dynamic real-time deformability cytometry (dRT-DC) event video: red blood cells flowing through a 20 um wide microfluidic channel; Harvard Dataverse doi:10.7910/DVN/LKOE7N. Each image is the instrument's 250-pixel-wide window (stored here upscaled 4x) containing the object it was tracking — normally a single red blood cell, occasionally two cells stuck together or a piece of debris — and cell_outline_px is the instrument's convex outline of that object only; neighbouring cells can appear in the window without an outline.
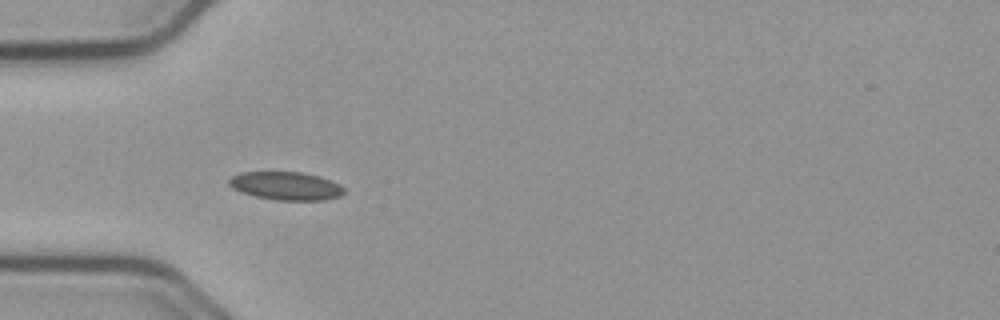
{"species": "common noctule bat (a hibernating species)", "species_latin": "Nyctalus noctula", "temperature_condition": "cold", "stored_images_in_passage": 39, "camera_frame_rate_fps": 3000, "um_per_image_px": 0.085, "animal": {"sex": "male", "body_mass_g": 23.1, "forearm_length_mm": 52.7}, "frame": {"image": 1, "passage_image": 1, "time_ms": 0.0, "image_size_px": [1000, 320], "cell_outline_px": [[344, 192], [340, 196], [324, 200], [276, 200], [256, 196], [240, 192], [232, 188], [228, 184], [228, 180], [232, 176], [240, 172], [300, 172], [320, 176], [340, 184], [344, 188]], "centroid_in_image_um": [24.3, 15.8], "position_along_channel_um": 60.7, "area_um2": 18.96}}
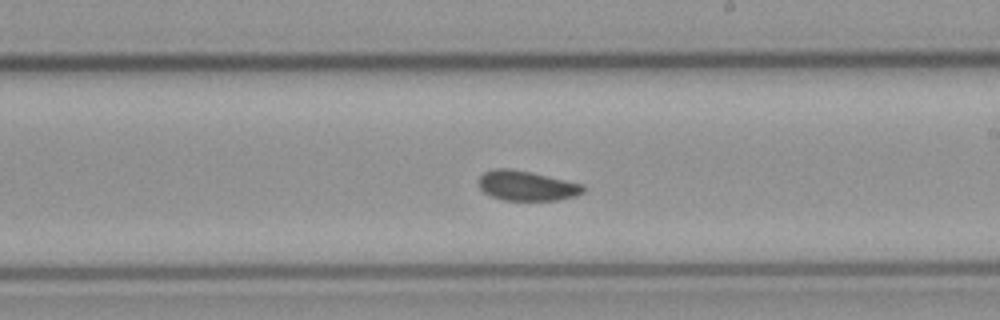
{"frame": {"image": 2, "passage_image": 16, "time_ms": 5.0, "image_size_px": [1000, 320], "cell_outline_px": [[584, 192], [576, 196], [556, 200], [504, 200], [492, 196], [484, 192], [480, 188], [480, 176], [484, 172], [496, 168], [512, 168], [532, 172], [584, 184]], "centroid_in_image_um": [44.8, 15.78], "position_along_channel_um": 244.2, "area_um2": 18.21}}
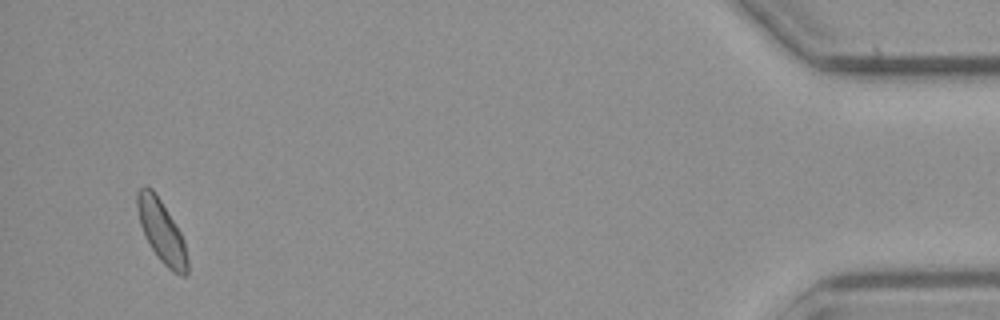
{"frame": {"image": 3, "passage_image": 37, "time_ms": 12.0, "image_size_px": [1000, 320], "cell_outline_px": [[188, 272], [184, 276], [180, 276], [172, 272], [160, 260], [152, 248], [140, 224], [136, 208], [136, 192], [144, 184], [152, 188], [160, 200], [180, 232], [184, 240], [188, 260]], "centroid_in_image_um": [13.73, 19.66], "position_along_channel_um": 421.5, "area_um2": 18.09}, "authors_computed_cell_mechanics": {"area_um2": 18.3804, "velocity_mm_per_s": 3.7092, "shape_relaxation_time_tau1_ms": 4.6902, "shape_relaxation_time_tau2_ms": 8.0582, "deformation_change_tau1": 0.0568, "deformation_change_tau2": 0.06}}